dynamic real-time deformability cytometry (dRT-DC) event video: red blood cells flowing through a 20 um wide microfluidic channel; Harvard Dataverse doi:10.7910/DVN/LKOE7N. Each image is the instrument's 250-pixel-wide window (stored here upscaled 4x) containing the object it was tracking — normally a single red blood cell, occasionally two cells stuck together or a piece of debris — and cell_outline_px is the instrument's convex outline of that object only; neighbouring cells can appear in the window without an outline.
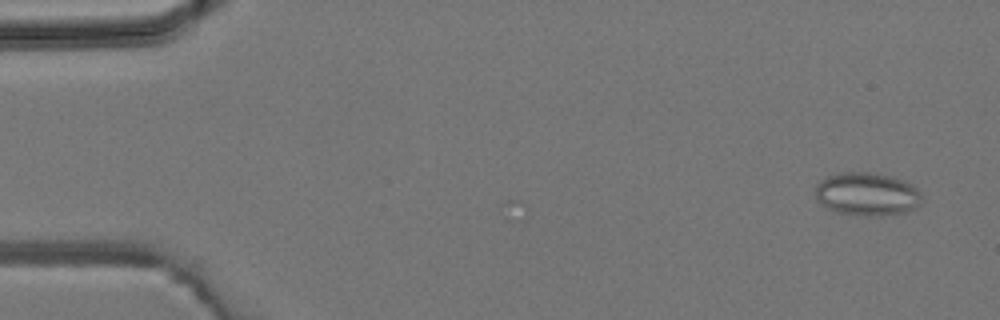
{"species": "common noctule bat (a hibernating species)", "species_latin": "Nyctalus noctula", "temperature_condition": "room temperature", "stored_images_in_passage": 5, "camera_frame_rate_fps": 3000, "um_per_image_px": 0.085, "animal": {"sex": "male", "body_mass_g": 19.2, "forearm_length_mm": 51.8}, "frame": {"image": 1, "passage_image": 1, "time_ms": 0.0, "image_size_px": [1000, 320], "cell_outline_px": [[924, 200], [916, 208], [904, 212], [880, 216], [864, 216], [840, 212], [828, 208], [820, 204], [816, 200], [816, 184], [820, 180], [828, 176], [840, 172], [872, 172], [892, 176], [912, 184], [920, 192]], "centroid_in_image_um": [73.71, 16.49], "position_along_channel_um": 11.3, "area_um2": 27.05}}
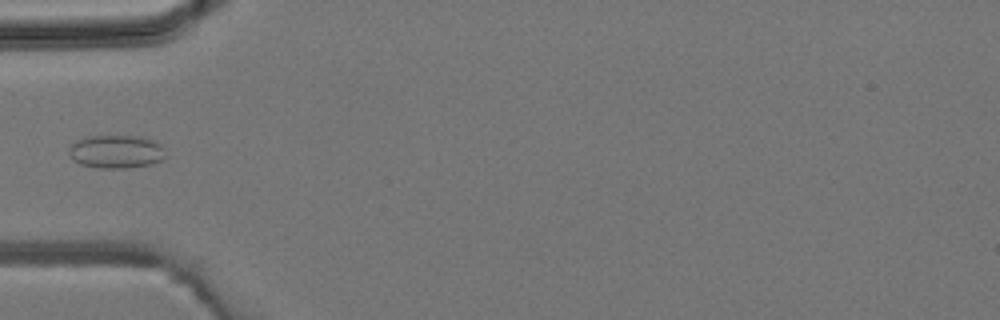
{"frame": {"image": 2, "passage_image": 4, "time_ms": 4.333, "image_size_px": [1000, 320], "cell_outline_px": [[164, 156], [160, 160], [152, 164], [124, 168], [100, 168], [80, 164], [72, 160], [68, 152], [68, 148], [76, 140], [88, 136], [140, 136], [152, 140], [160, 144], [164, 148]], "centroid_in_image_um": [9.83, 12.89], "position_along_channel_um": 75.2, "area_um2": 18.73}}
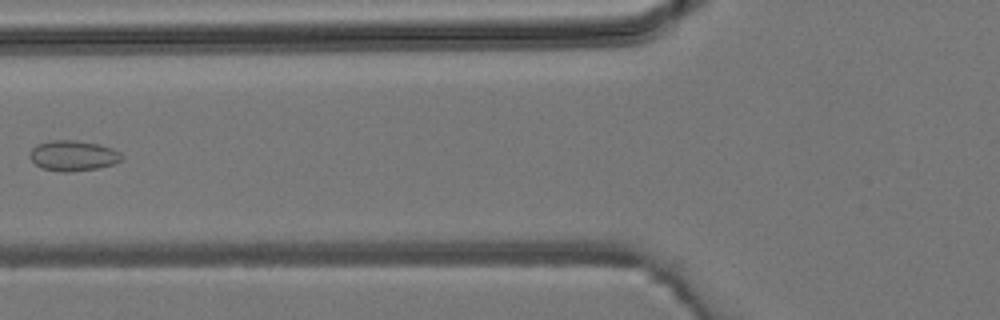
{"frame": {"image": 3, "passage_image": 5, "time_ms": 5.333, "image_size_px": [1000, 320], "cell_outline_px": [[124, 156], [120, 160], [112, 164], [96, 168], [68, 172], [60, 172], [40, 168], [28, 156], [28, 152], [36, 144], [52, 140], [76, 140], [96, 144], [112, 148], [120, 152]], "centroid_in_image_um": [6.16, 13.23], "position_along_channel_um": 119.6, "area_um2": 16.3}}